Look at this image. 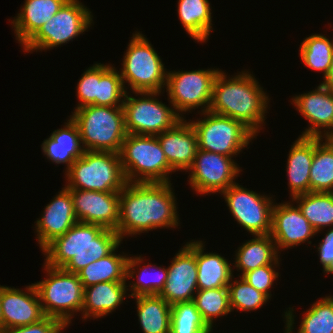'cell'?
Returning <instances> with one entry per match:
<instances>
[{
    "label": "cell",
    "instance_id": "1",
    "mask_svg": "<svg viewBox=\"0 0 333 333\" xmlns=\"http://www.w3.org/2000/svg\"><path fill=\"white\" fill-rule=\"evenodd\" d=\"M171 182H127L119 192V222L116 232L140 235L157 228H176L180 224L175 192Z\"/></svg>",
    "mask_w": 333,
    "mask_h": 333
},
{
    "label": "cell",
    "instance_id": "2",
    "mask_svg": "<svg viewBox=\"0 0 333 333\" xmlns=\"http://www.w3.org/2000/svg\"><path fill=\"white\" fill-rule=\"evenodd\" d=\"M231 78L220 70L215 78L209 111L243 123L256 136L265 124L269 97L248 71Z\"/></svg>",
    "mask_w": 333,
    "mask_h": 333
},
{
    "label": "cell",
    "instance_id": "3",
    "mask_svg": "<svg viewBox=\"0 0 333 333\" xmlns=\"http://www.w3.org/2000/svg\"><path fill=\"white\" fill-rule=\"evenodd\" d=\"M122 240L114 230L77 222L43 250L44 263L77 274L90 263L109 255Z\"/></svg>",
    "mask_w": 333,
    "mask_h": 333
},
{
    "label": "cell",
    "instance_id": "4",
    "mask_svg": "<svg viewBox=\"0 0 333 333\" xmlns=\"http://www.w3.org/2000/svg\"><path fill=\"white\" fill-rule=\"evenodd\" d=\"M77 124L85 151L119 153L127 136L123 106L88 105L70 115Z\"/></svg>",
    "mask_w": 333,
    "mask_h": 333
},
{
    "label": "cell",
    "instance_id": "5",
    "mask_svg": "<svg viewBox=\"0 0 333 333\" xmlns=\"http://www.w3.org/2000/svg\"><path fill=\"white\" fill-rule=\"evenodd\" d=\"M119 156L126 182H171L175 172L157 136L127 134Z\"/></svg>",
    "mask_w": 333,
    "mask_h": 333
},
{
    "label": "cell",
    "instance_id": "6",
    "mask_svg": "<svg viewBox=\"0 0 333 333\" xmlns=\"http://www.w3.org/2000/svg\"><path fill=\"white\" fill-rule=\"evenodd\" d=\"M140 32L133 33L123 56L121 79L132 92H162L166 86L167 69L150 41ZM163 88V89H162Z\"/></svg>",
    "mask_w": 333,
    "mask_h": 333
},
{
    "label": "cell",
    "instance_id": "7",
    "mask_svg": "<svg viewBox=\"0 0 333 333\" xmlns=\"http://www.w3.org/2000/svg\"><path fill=\"white\" fill-rule=\"evenodd\" d=\"M66 187L99 192H120L126 179L119 153L85 151L65 173Z\"/></svg>",
    "mask_w": 333,
    "mask_h": 333
},
{
    "label": "cell",
    "instance_id": "8",
    "mask_svg": "<svg viewBox=\"0 0 333 333\" xmlns=\"http://www.w3.org/2000/svg\"><path fill=\"white\" fill-rule=\"evenodd\" d=\"M43 265L47 276L34 285L44 314L70 325L73 315L80 311L82 313L84 296L82 282L75 273L45 263Z\"/></svg>",
    "mask_w": 333,
    "mask_h": 333
},
{
    "label": "cell",
    "instance_id": "9",
    "mask_svg": "<svg viewBox=\"0 0 333 333\" xmlns=\"http://www.w3.org/2000/svg\"><path fill=\"white\" fill-rule=\"evenodd\" d=\"M198 113L204 116L203 119L190 120V123L200 150L234 157L256 139V135L240 121L210 111Z\"/></svg>",
    "mask_w": 333,
    "mask_h": 333
},
{
    "label": "cell",
    "instance_id": "10",
    "mask_svg": "<svg viewBox=\"0 0 333 333\" xmlns=\"http://www.w3.org/2000/svg\"><path fill=\"white\" fill-rule=\"evenodd\" d=\"M93 15L79 0H68L22 47L23 52L53 49L78 37L92 26Z\"/></svg>",
    "mask_w": 333,
    "mask_h": 333
},
{
    "label": "cell",
    "instance_id": "11",
    "mask_svg": "<svg viewBox=\"0 0 333 333\" xmlns=\"http://www.w3.org/2000/svg\"><path fill=\"white\" fill-rule=\"evenodd\" d=\"M125 95L123 109L127 134L157 136L172 128L182 118L174 107L159 101L161 92H133Z\"/></svg>",
    "mask_w": 333,
    "mask_h": 333
},
{
    "label": "cell",
    "instance_id": "12",
    "mask_svg": "<svg viewBox=\"0 0 333 333\" xmlns=\"http://www.w3.org/2000/svg\"><path fill=\"white\" fill-rule=\"evenodd\" d=\"M220 70L218 68L192 71H167L166 92L171 106L182 117L193 109L209 111L213 85ZM182 113V114H181Z\"/></svg>",
    "mask_w": 333,
    "mask_h": 333
},
{
    "label": "cell",
    "instance_id": "13",
    "mask_svg": "<svg viewBox=\"0 0 333 333\" xmlns=\"http://www.w3.org/2000/svg\"><path fill=\"white\" fill-rule=\"evenodd\" d=\"M229 212L251 235H267L271 232L273 198L244 188L239 183L221 193Z\"/></svg>",
    "mask_w": 333,
    "mask_h": 333
},
{
    "label": "cell",
    "instance_id": "14",
    "mask_svg": "<svg viewBox=\"0 0 333 333\" xmlns=\"http://www.w3.org/2000/svg\"><path fill=\"white\" fill-rule=\"evenodd\" d=\"M232 158L198 149L193 164L187 171L190 173L187 181L192 190L200 195L221 194L235 184L234 180L243 170Z\"/></svg>",
    "mask_w": 333,
    "mask_h": 333
},
{
    "label": "cell",
    "instance_id": "15",
    "mask_svg": "<svg viewBox=\"0 0 333 333\" xmlns=\"http://www.w3.org/2000/svg\"><path fill=\"white\" fill-rule=\"evenodd\" d=\"M191 241L180 248L167 267V281L159 296L170 305L192 301L198 291L195 240Z\"/></svg>",
    "mask_w": 333,
    "mask_h": 333
},
{
    "label": "cell",
    "instance_id": "16",
    "mask_svg": "<svg viewBox=\"0 0 333 333\" xmlns=\"http://www.w3.org/2000/svg\"><path fill=\"white\" fill-rule=\"evenodd\" d=\"M69 190L78 222L116 231L119 222V192Z\"/></svg>",
    "mask_w": 333,
    "mask_h": 333
},
{
    "label": "cell",
    "instance_id": "17",
    "mask_svg": "<svg viewBox=\"0 0 333 333\" xmlns=\"http://www.w3.org/2000/svg\"><path fill=\"white\" fill-rule=\"evenodd\" d=\"M292 202L274 203L272 208L270 236L278 252L306 242L311 244L310 238L317 234L298 205Z\"/></svg>",
    "mask_w": 333,
    "mask_h": 333
},
{
    "label": "cell",
    "instance_id": "18",
    "mask_svg": "<svg viewBox=\"0 0 333 333\" xmlns=\"http://www.w3.org/2000/svg\"><path fill=\"white\" fill-rule=\"evenodd\" d=\"M293 105L311 125L300 136L333 137V92L322 83L308 93L295 95ZM323 129V130H322ZM322 130V131H321Z\"/></svg>",
    "mask_w": 333,
    "mask_h": 333
},
{
    "label": "cell",
    "instance_id": "19",
    "mask_svg": "<svg viewBox=\"0 0 333 333\" xmlns=\"http://www.w3.org/2000/svg\"><path fill=\"white\" fill-rule=\"evenodd\" d=\"M3 329L27 326L45 317L34 283L24 290L0 285Z\"/></svg>",
    "mask_w": 333,
    "mask_h": 333
},
{
    "label": "cell",
    "instance_id": "20",
    "mask_svg": "<svg viewBox=\"0 0 333 333\" xmlns=\"http://www.w3.org/2000/svg\"><path fill=\"white\" fill-rule=\"evenodd\" d=\"M44 209L42 216L35 222L36 239L41 250L78 222L70 190L66 186L53 197Z\"/></svg>",
    "mask_w": 333,
    "mask_h": 333
},
{
    "label": "cell",
    "instance_id": "21",
    "mask_svg": "<svg viewBox=\"0 0 333 333\" xmlns=\"http://www.w3.org/2000/svg\"><path fill=\"white\" fill-rule=\"evenodd\" d=\"M157 138L170 167L175 172H187L198 150L197 135L190 121L182 118L172 128L157 135Z\"/></svg>",
    "mask_w": 333,
    "mask_h": 333
},
{
    "label": "cell",
    "instance_id": "22",
    "mask_svg": "<svg viewBox=\"0 0 333 333\" xmlns=\"http://www.w3.org/2000/svg\"><path fill=\"white\" fill-rule=\"evenodd\" d=\"M68 0H25L20 12L11 20L16 40L24 46L52 19Z\"/></svg>",
    "mask_w": 333,
    "mask_h": 333
},
{
    "label": "cell",
    "instance_id": "23",
    "mask_svg": "<svg viewBox=\"0 0 333 333\" xmlns=\"http://www.w3.org/2000/svg\"><path fill=\"white\" fill-rule=\"evenodd\" d=\"M65 125V126H64ZM63 128L54 130L41 145L46 158L56 164H65V173L71 165L80 158L85 149L83 148L80 132L77 124L71 117L65 122Z\"/></svg>",
    "mask_w": 333,
    "mask_h": 333
},
{
    "label": "cell",
    "instance_id": "24",
    "mask_svg": "<svg viewBox=\"0 0 333 333\" xmlns=\"http://www.w3.org/2000/svg\"><path fill=\"white\" fill-rule=\"evenodd\" d=\"M126 282H101L84 288L82 319L102 318L118 309L126 298Z\"/></svg>",
    "mask_w": 333,
    "mask_h": 333
},
{
    "label": "cell",
    "instance_id": "25",
    "mask_svg": "<svg viewBox=\"0 0 333 333\" xmlns=\"http://www.w3.org/2000/svg\"><path fill=\"white\" fill-rule=\"evenodd\" d=\"M287 177L290 197L310 192V168L314 156V137L299 136L289 151Z\"/></svg>",
    "mask_w": 333,
    "mask_h": 333
},
{
    "label": "cell",
    "instance_id": "26",
    "mask_svg": "<svg viewBox=\"0 0 333 333\" xmlns=\"http://www.w3.org/2000/svg\"><path fill=\"white\" fill-rule=\"evenodd\" d=\"M204 246L203 241H195L198 290L228 287L234 279L232 263L218 253H205Z\"/></svg>",
    "mask_w": 333,
    "mask_h": 333
},
{
    "label": "cell",
    "instance_id": "27",
    "mask_svg": "<svg viewBox=\"0 0 333 333\" xmlns=\"http://www.w3.org/2000/svg\"><path fill=\"white\" fill-rule=\"evenodd\" d=\"M253 236L235 251L233 264L242 275L265 265L280 264V252L270 234Z\"/></svg>",
    "mask_w": 333,
    "mask_h": 333
},
{
    "label": "cell",
    "instance_id": "28",
    "mask_svg": "<svg viewBox=\"0 0 333 333\" xmlns=\"http://www.w3.org/2000/svg\"><path fill=\"white\" fill-rule=\"evenodd\" d=\"M143 261L144 259L142 256L128 257L126 280H129L130 278H135L136 280V277H138L136 282L131 281L132 283H129V286L127 285V287H130L129 289H131L129 290L131 294H127L129 298L141 295H159L164 289L167 281L168 269L162 266H153L151 263L143 265L142 268L141 263H143ZM135 275L137 276L135 277Z\"/></svg>",
    "mask_w": 333,
    "mask_h": 333
},
{
    "label": "cell",
    "instance_id": "29",
    "mask_svg": "<svg viewBox=\"0 0 333 333\" xmlns=\"http://www.w3.org/2000/svg\"><path fill=\"white\" fill-rule=\"evenodd\" d=\"M294 308H287L285 318V332L292 333L294 329ZM297 333H333V296L320 298L303 313Z\"/></svg>",
    "mask_w": 333,
    "mask_h": 333
},
{
    "label": "cell",
    "instance_id": "30",
    "mask_svg": "<svg viewBox=\"0 0 333 333\" xmlns=\"http://www.w3.org/2000/svg\"><path fill=\"white\" fill-rule=\"evenodd\" d=\"M177 13L184 30L197 42H206L212 28L209 0H179Z\"/></svg>",
    "mask_w": 333,
    "mask_h": 333
},
{
    "label": "cell",
    "instance_id": "31",
    "mask_svg": "<svg viewBox=\"0 0 333 333\" xmlns=\"http://www.w3.org/2000/svg\"><path fill=\"white\" fill-rule=\"evenodd\" d=\"M119 245L107 256L90 263L77 275L83 288L101 282H126V266L128 255L115 253ZM125 254V255H124Z\"/></svg>",
    "mask_w": 333,
    "mask_h": 333
},
{
    "label": "cell",
    "instance_id": "32",
    "mask_svg": "<svg viewBox=\"0 0 333 333\" xmlns=\"http://www.w3.org/2000/svg\"><path fill=\"white\" fill-rule=\"evenodd\" d=\"M143 333H170L171 305L159 295L134 297Z\"/></svg>",
    "mask_w": 333,
    "mask_h": 333
},
{
    "label": "cell",
    "instance_id": "33",
    "mask_svg": "<svg viewBox=\"0 0 333 333\" xmlns=\"http://www.w3.org/2000/svg\"><path fill=\"white\" fill-rule=\"evenodd\" d=\"M292 201L317 233L327 226L333 227V192H309L293 197Z\"/></svg>",
    "mask_w": 333,
    "mask_h": 333
},
{
    "label": "cell",
    "instance_id": "34",
    "mask_svg": "<svg viewBox=\"0 0 333 333\" xmlns=\"http://www.w3.org/2000/svg\"><path fill=\"white\" fill-rule=\"evenodd\" d=\"M310 192H333V141L330 138L314 137Z\"/></svg>",
    "mask_w": 333,
    "mask_h": 333
},
{
    "label": "cell",
    "instance_id": "35",
    "mask_svg": "<svg viewBox=\"0 0 333 333\" xmlns=\"http://www.w3.org/2000/svg\"><path fill=\"white\" fill-rule=\"evenodd\" d=\"M299 52L306 67L324 73V79L327 77L333 56V39L323 34H312L302 41Z\"/></svg>",
    "mask_w": 333,
    "mask_h": 333
},
{
    "label": "cell",
    "instance_id": "36",
    "mask_svg": "<svg viewBox=\"0 0 333 333\" xmlns=\"http://www.w3.org/2000/svg\"><path fill=\"white\" fill-rule=\"evenodd\" d=\"M193 301L202 318L212 330L215 318L227 316L232 312L228 287L198 290Z\"/></svg>",
    "mask_w": 333,
    "mask_h": 333
},
{
    "label": "cell",
    "instance_id": "37",
    "mask_svg": "<svg viewBox=\"0 0 333 333\" xmlns=\"http://www.w3.org/2000/svg\"><path fill=\"white\" fill-rule=\"evenodd\" d=\"M197 310L195 302H178L171 305L170 333H212Z\"/></svg>",
    "mask_w": 333,
    "mask_h": 333
},
{
    "label": "cell",
    "instance_id": "38",
    "mask_svg": "<svg viewBox=\"0 0 333 333\" xmlns=\"http://www.w3.org/2000/svg\"><path fill=\"white\" fill-rule=\"evenodd\" d=\"M238 276L239 280L231 279L228 285L231 311L236 309L243 312H250L260 309V307L267 303L269 298L248 284L240 275Z\"/></svg>",
    "mask_w": 333,
    "mask_h": 333
},
{
    "label": "cell",
    "instance_id": "39",
    "mask_svg": "<svg viewBox=\"0 0 333 333\" xmlns=\"http://www.w3.org/2000/svg\"><path fill=\"white\" fill-rule=\"evenodd\" d=\"M126 93L120 72L111 64H101L99 106H123Z\"/></svg>",
    "mask_w": 333,
    "mask_h": 333
},
{
    "label": "cell",
    "instance_id": "40",
    "mask_svg": "<svg viewBox=\"0 0 333 333\" xmlns=\"http://www.w3.org/2000/svg\"><path fill=\"white\" fill-rule=\"evenodd\" d=\"M101 78V63H95L93 66L88 67L82 74V77L77 83V98L79 104L75 107L88 105L99 106V80Z\"/></svg>",
    "mask_w": 333,
    "mask_h": 333
},
{
    "label": "cell",
    "instance_id": "41",
    "mask_svg": "<svg viewBox=\"0 0 333 333\" xmlns=\"http://www.w3.org/2000/svg\"><path fill=\"white\" fill-rule=\"evenodd\" d=\"M277 266H279V264L265 265L248 271L241 275V277L257 291L262 292L271 299L272 294L270 289L273 287L274 281L279 276V272L275 269Z\"/></svg>",
    "mask_w": 333,
    "mask_h": 333
},
{
    "label": "cell",
    "instance_id": "42",
    "mask_svg": "<svg viewBox=\"0 0 333 333\" xmlns=\"http://www.w3.org/2000/svg\"><path fill=\"white\" fill-rule=\"evenodd\" d=\"M64 324L57 318L45 316L43 319L15 328H4L0 333H55Z\"/></svg>",
    "mask_w": 333,
    "mask_h": 333
},
{
    "label": "cell",
    "instance_id": "43",
    "mask_svg": "<svg viewBox=\"0 0 333 333\" xmlns=\"http://www.w3.org/2000/svg\"><path fill=\"white\" fill-rule=\"evenodd\" d=\"M325 237L320 241L317 252L323 273L333 274V227L326 231Z\"/></svg>",
    "mask_w": 333,
    "mask_h": 333
},
{
    "label": "cell",
    "instance_id": "44",
    "mask_svg": "<svg viewBox=\"0 0 333 333\" xmlns=\"http://www.w3.org/2000/svg\"><path fill=\"white\" fill-rule=\"evenodd\" d=\"M322 84L333 92V56L331 60L330 70L327 77L322 81Z\"/></svg>",
    "mask_w": 333,
    "mask_h": 333
},
{
    "label": "cell",
    "instance_id": "45",
    "mask_svg": "<svg viewBox=\"0 0 333 333\" xmlns=\"http://www.w3.org/2000/svg\"><path fill=\"white\" fill-rule=\"evenodd\" d=\"M3 330V318H2V309L0 304V331Z\"/></svg>",
    "mask_w": 333,
    "mask_h": 333
},
{
    "label": "cell",
    "instance_id": "46",
    "mask_svg": "<svg viewBox=\"0 0 333 333\" xmlns=\"http://www.w3.org/2000/svg\"><path fill=\"white\" fill-rule=\"evenodd\" d=\"M67 326H69V324H64L62 327H60L55 333H62L61 331L63 330L64 331V329L67 327Z\"/></svg>",
    "mask_w": 333,
    "mask_h": 333
}]
</instances>
